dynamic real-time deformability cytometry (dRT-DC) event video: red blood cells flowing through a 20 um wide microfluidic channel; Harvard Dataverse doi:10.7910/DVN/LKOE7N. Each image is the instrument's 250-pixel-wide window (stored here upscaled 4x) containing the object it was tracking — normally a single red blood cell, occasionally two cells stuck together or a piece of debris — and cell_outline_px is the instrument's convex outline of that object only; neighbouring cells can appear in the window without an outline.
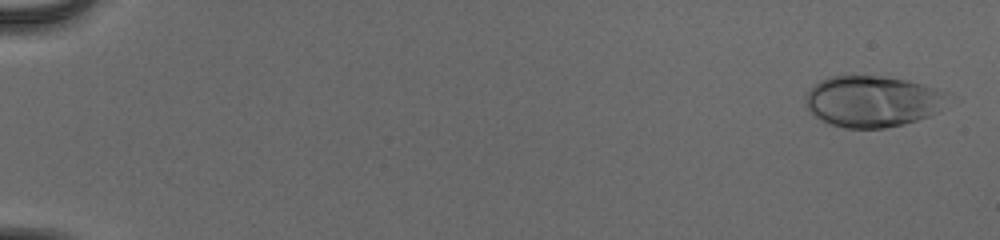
{"species": "human", "species_latin": "Homo sapiens", "temperature_condition": "cold", "stored_images_in_passage": 54, "camera_frame_rate_fps": 3000, "um_per_image_px": 0.085, "donor": {"sex": "male"}, "frame": {"image": 1, "passage_image": 3, "time_ms": 0.667, "image_size_px": [1000, 240], "cell_outline_px": [[948, 92], [940, 112], [916, 120], [884, 128], [844, 128], [832, 124], [816, 116], [808, 108], [808, 92], [820, 80], [828, 76], [880, 76], [904, 80], [924, 84]], "centroid_in_image_um": [74.2, 8.6], "position_along_channel_um": 10.8, "area_um2": 41.79}}
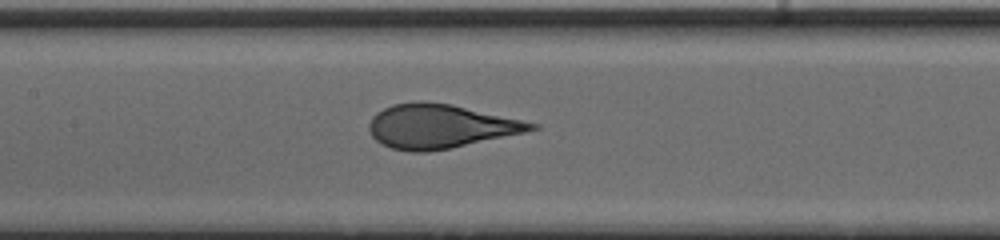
{"frame": {"image": 2, "passage_image": 29, "time_ms": 9.333, "image_size_px": [1000, 240], "cell_outline_px": [[540, 128], [524, 132], [448, 148], [428, 152], [412, 152], [392, 148], [380, 144], [372, 136], [368, 128], [368, 124], [372, 116], [376, 112], [392, 104], [452, 104], [540, 124]], "centroid_in_image_um": [37.39, 10.76], "position_along_channel_um": 170.0, "area_um2": 40.58}}
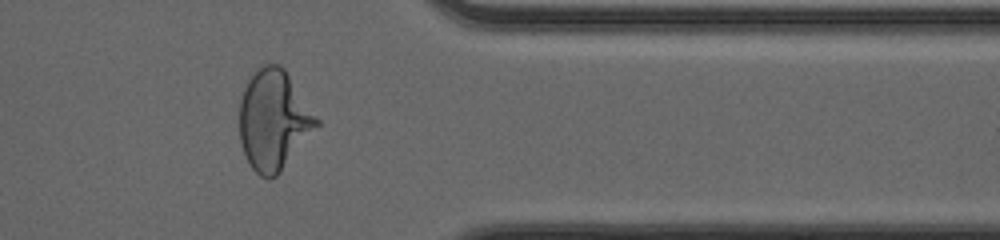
{"frame": {"image": 3, "passage_image": 46, "time_ms": 15.0, "image_size_px": [1000, 240], "cell_outline_px": [[320, 124], [280, 172], [276, 176], [268, 180], [260, 176], [252, 168], [244, 152], [240, 140], [240, 100], [244, 88], [248, 80], [264, 64], [280, 64], [284, 68], [320, 120]], "centroid_in_image_um": [23.27, 10.22], "position_along_channel_um": 388.1, "area_um2": 44.56}, "authors_computed_cell_mechanics": {"area_um2": 41.5871, "velocity_mm_per_s": 3.9965, "shape_relaxation_time_tau1_ms": 5.0911, "shape_relaxation_time_tau2_ms": null, "deformation_change_tau1": 0.2187, "deformation_change_tau2": null}}